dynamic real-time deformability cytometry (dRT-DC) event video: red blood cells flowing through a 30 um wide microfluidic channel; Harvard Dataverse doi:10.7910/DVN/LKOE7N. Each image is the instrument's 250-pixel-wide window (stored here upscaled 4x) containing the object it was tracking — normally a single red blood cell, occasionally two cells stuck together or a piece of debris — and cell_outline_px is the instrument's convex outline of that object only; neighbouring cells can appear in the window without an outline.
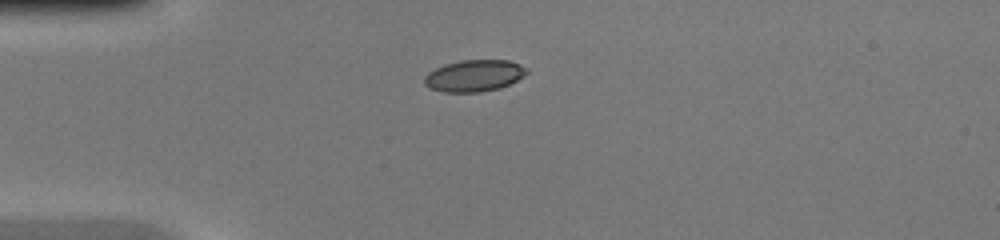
{"species": "common noctule bat (a hibernating species)", "species_latin": "Nyctalus noctula", "temperature_condition": "warm", "stored_images_in_passage": 35, "camera_frame_rate_fps": 3000, "um_per_image_px": 0.085, "animal": {"sex": "female", "body_mass_g": 20.0, "forearm_length_mm": 54.0}, "frame": {"image": 1, "passage_image": 1, "time_ms": 0.0, "image_size_px": [1000, 240], "cell_outline_px": [[528, 72], [516, 80], [500, 88], [480, 92], [444, 92], [428, 88], [424, 84], [424, 76], [428, 72], [444, 64], [460, 60], [508, 60], [520, 64], [528, 68]], "centroid_in_image_um": [40.28, 6.43], "position_along_channel_um": 44.7, "area_um2": 18.96}}
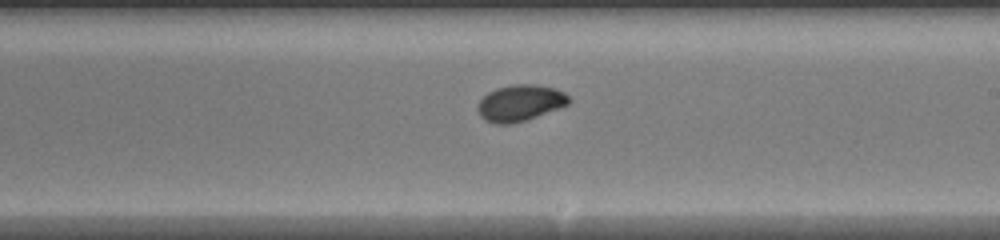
{"frame": {"image": 2, "passage_image": 16, "time_ms": 5.0, "image_size_px": [1000, 240], "cell_outline_px": [[572, 100], [568, 104], [560, 108], [524, 120], [508, 124], [496, 124], [484, 120], [480, 116], [476, 108], [476, 104], [488, 92], [496, 88], [512, 84], [536, 84], [556, 88], [564, 92]], "centroid_in_image_um": [44.2, 8.74], "position_along_channel_um": 244.8, "area_um2": 19.42}}
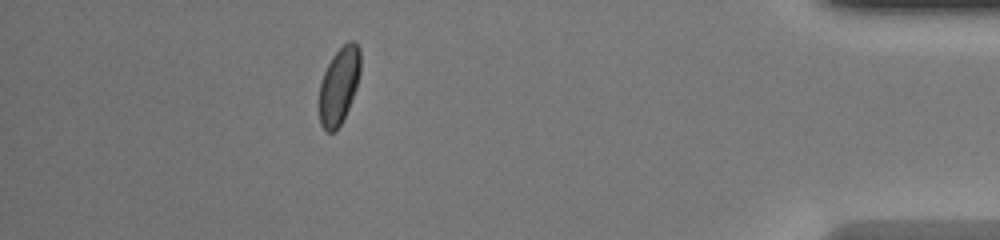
{"frame": {"image": 3, "passage_image": 30, "time_ms": 9.667, "image_size_px": [1000, 240], "cell_outline_px": [[360, 72], [356, 88], [348, 108], [336, 132], [324, 132], [320, 124], [320, 84], [324, 72], [332, 56], [348, 40], [356, 40], [360, 48]], "centroid_in_image_um": [28.83, 7.26], "position_along_channel_um": 406.4, "area_um2": 18.44}}